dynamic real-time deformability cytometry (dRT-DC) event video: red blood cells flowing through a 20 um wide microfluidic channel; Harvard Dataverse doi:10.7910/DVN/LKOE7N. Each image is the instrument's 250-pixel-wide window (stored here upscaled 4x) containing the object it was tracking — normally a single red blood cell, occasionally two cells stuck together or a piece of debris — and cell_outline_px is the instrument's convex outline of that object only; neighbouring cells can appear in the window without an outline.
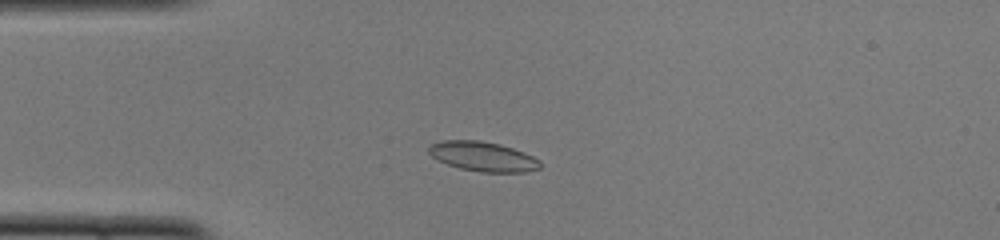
{"species": "common noctule bat (a hibernating species)", "species_latin": "Nyctalus noctula", "temperature_condition": "cold", "stored_images_in_passage": 47, "camera_frame_rate_fps": 3000, "um_per_image_px": 0.085, "animal": {"sex": "female", "body_mass_g": 22.0, "forearm_length_mm": 56.7}, "frame": {"image": 1, "passage_image": 9, "time_ms": 2.667, "image_size_px": [1000, 240], "cell_outline_px": [[540, 168], [524, 172], [480, 172], [460, 168], [436, 160], [428, 152], [428, 144], [440, 140], [480, 140], [500, 144], [524, 152], [540, 160]], "centroid_in_image_um": [41.0, 13.29], "position_along_channel_um": 44.0, "area_um2": 19.36}}
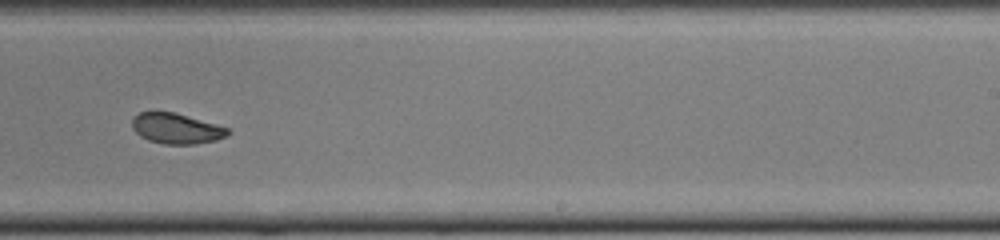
{"frame": {"image": 2, "passage_image": 28, "time_ms": 9.0, "image_size_px": [1000, 240], "cell_outline_px": [[232, 132], [228, 136], [216, 140], [196, 144], [164, 144], [148, 140], [140, 136], [132, 128], [132, 116], [140, 112], [176, 112], [216, 124], [228, 128]], "centroid_in_image_um": [15.0, 10.92], "position_along_channel_um": 274.0, "area_um2": 17.17}}
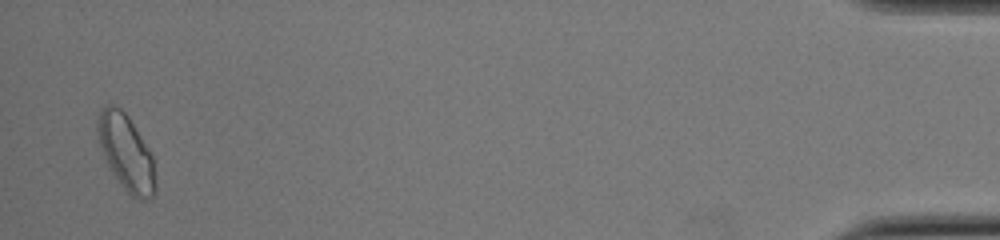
{"frame": {"image": 3, "passage_image": 46, "time_ms": 15.0, "image_size_px": [1000, 240], "cell_outline_px": [[156, 192], [152, 196], [144, 200], [140, 200], [132, 196], [120, 184], [108, 164], [104, 156], [96, 132], [96, 124], [100, 112], [108, 104], [112, 104], [120, 108], [128, 116], [152, 156], [156, 180]], "centroid_in_image_um": [10.72, 12.98], "position_along_channel_um": 424.5, "area_um2": 25.09}, "authors_computed_cell_mechanics": {"area_um2": 18.3226, "velocity_mm_per_s": 3.919, "shape_relaxation_time_tau1_ms": 3.5269, "shape_relaxation_time_tau2_ms": 1.0929, "deformation_change_tau1": 0.0992, "deformation_change_tau2": 0.0459}}